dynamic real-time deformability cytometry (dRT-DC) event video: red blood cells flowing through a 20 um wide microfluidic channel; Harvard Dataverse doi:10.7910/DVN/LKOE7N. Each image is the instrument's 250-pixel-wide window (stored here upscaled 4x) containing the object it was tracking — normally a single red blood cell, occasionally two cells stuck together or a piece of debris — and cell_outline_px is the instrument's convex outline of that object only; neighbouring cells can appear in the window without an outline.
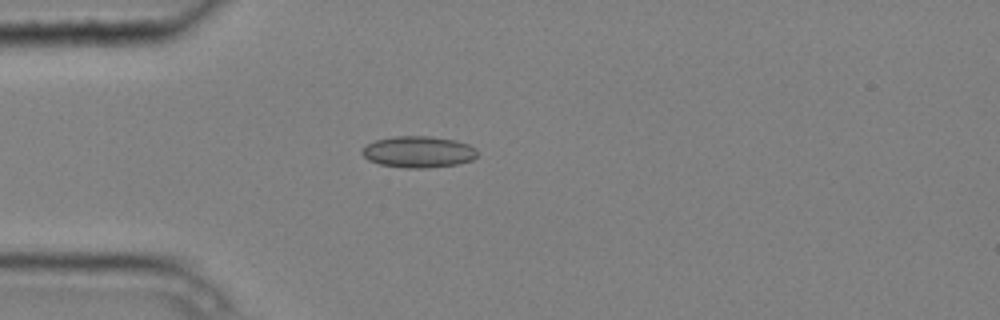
{"species": "common noctule bat (a hibernating species)", "species_latin": "Nyctalus noctula", "temperature_condition": "cold", "stored_images_in_passage": 4, "camera_frame_rate_fps": 3000, "um_per_image_px": 0.085, "animal": {"sex": "male", "body_mass_g": 20.4}, "frame": {"image": 1, "passage_image": 3, "time_ms": 0.667, "image_size_px": [1000, 320], "cell_outline_px": [[476, 156], [472, 160], [460, 164], [428, 168], [404, 168], [380, 164], [368, 160], [360, 152], [368, 144], [376, 140], [396, 136], [428, 136], [456, 140], [468, 144], [476, 148]], "centroid_in_image_um": [35.58, 12.92], "position_along_channel_um": 49.4, "area_um2": 21.15}}